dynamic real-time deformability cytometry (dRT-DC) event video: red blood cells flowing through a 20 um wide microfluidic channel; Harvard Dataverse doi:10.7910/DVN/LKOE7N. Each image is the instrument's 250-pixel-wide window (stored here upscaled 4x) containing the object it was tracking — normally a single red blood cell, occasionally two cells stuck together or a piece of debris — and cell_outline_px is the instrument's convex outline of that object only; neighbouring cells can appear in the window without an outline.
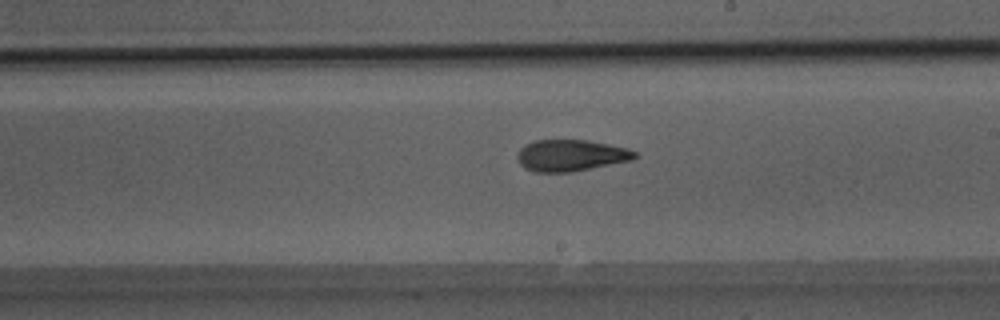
{"species": "Egyptian fruit bat (a non-hibernating species)", "species_latin": "Rousettus aegyptiacus", "temperature_condition": "room temperature", "stored_images_in_passage": 42, "camera_frame_rate_fps": 3000, "um_per_image_px": 0.085, "animal": {"sex": "male"}, "frame": {"image": 1, "passage_image": 24, "time_ms": 7.667, "image_size_px": [1000, 320], "cell_outline_px": [[636, 156], [632, 160], [572, 172], [532, 172], [524, 168], [520, 164], [516, 156], [520, 148], [524, 144], [536, 140], [588, 140], [628, 148], [636, 152]], "centroid_in_image_um": [48.48, 13.21], "position_along_channel_um": 240.5, "area_um2": 21.68}}
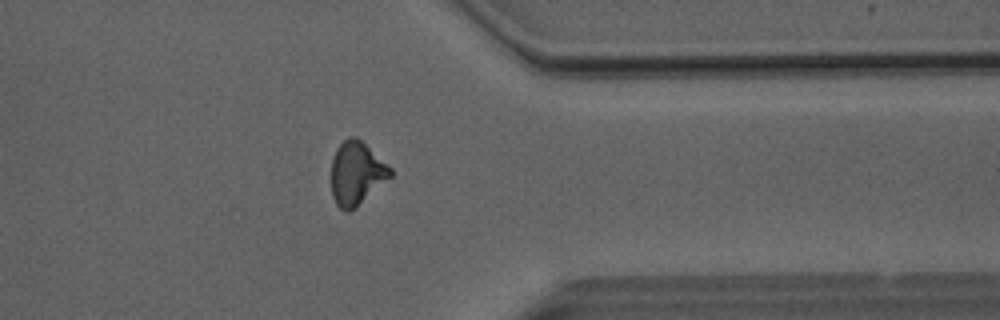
{"frame": {"image": 2, "passage_image": 35, "time_ms": 11.333, "image_size_px": [1000, 320], "cell_outline_px": [[392, 176], [356, 208], [348, 212], [344, 212], [336, 204], [332, 196], [332, 156], [336, 148], [348, 136], [356, 136], [392, 168]], "centroid_in_image_um": [30.3, 14.74], "position_along_channel_um": 381.1, "area_um2": 21.91}}
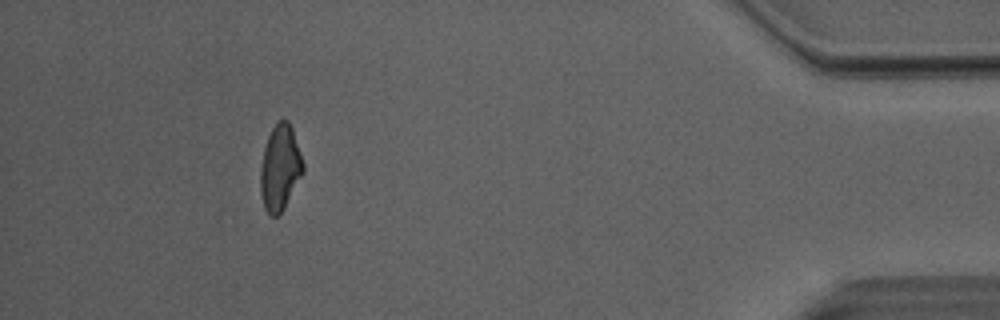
{"frame": {"image": 3, "passage_image": 41, "time_ms": 13.333, "image_size_px": [1000, 320], "cell_outline_px": [[304, 172], [284, 208], [276, 216], [268, 216], [264, 208], [260, 192], [260, 168], [264, 148], [268, 136], [272, 128], [280, 120], [288, 120], [292, 128], [304, 164]], "centroid_in_image_um": [23.79, 14.29], "position_along_channel_um": 411.4, "area_um2": 21.27}}